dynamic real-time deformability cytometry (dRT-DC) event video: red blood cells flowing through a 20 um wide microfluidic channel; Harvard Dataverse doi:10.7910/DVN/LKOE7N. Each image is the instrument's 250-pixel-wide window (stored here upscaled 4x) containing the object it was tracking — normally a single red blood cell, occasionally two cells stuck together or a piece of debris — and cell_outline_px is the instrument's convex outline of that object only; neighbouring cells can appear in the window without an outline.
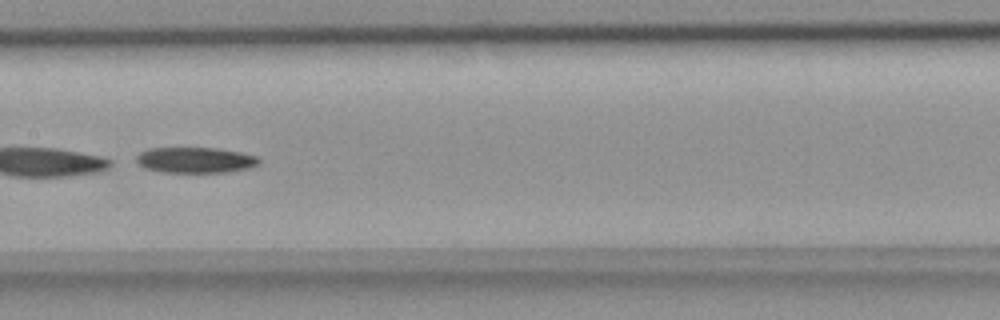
{"species": "common noctule bat (a hibernating species)", "species_latin": "Nyctalus noctula", "temperature_condition": "room temperature", "stored_images_in_passage": 7, "camera_frame_rate_fps": 3000, "um_per_image_px": 0.085, "animal": {"sex": "female", "body_mass_g": 18.4}, "frame": {"image": 1, "passage_image": 6, "time_ms": 1.667, "image_size_px": [1000, 320], "cell_outline_px": [[260, 164], [248, 168], [224, 172], [164, 172], [148, 168], [140, 164], [136, 160], [136, 156], [140, 152], [148, 148], [216, 148], [240, 152], [256, 156], [260, 160]], "centroid_in_image_um": [16.62, 13.59], "position_along_channel_um": 190.8, "area_um2": 18.15}}
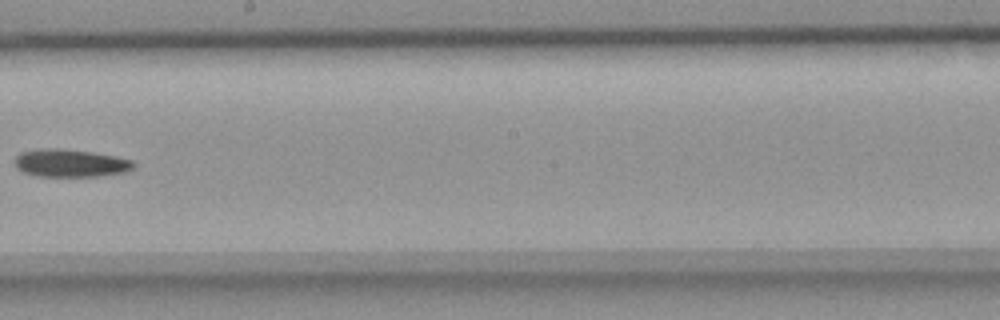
{"frame": {"image": 2, "passage_image": 7, "time_ms": 2.0, "image_size_px": [1000, 320], "cell_outline_px": [[136, 164], [132, 168], [124, 172], [100, 176], [36, 176], [24, 172], [16, 168], [16, 156], [20, 152], [44, 148], [60, 148], [92, 152], [116, 156], [132, 160]], "centroid_in_image_um": [5.99, 13.86], "position_along_channel_um": 242.2, "area_um2": 19.19}}